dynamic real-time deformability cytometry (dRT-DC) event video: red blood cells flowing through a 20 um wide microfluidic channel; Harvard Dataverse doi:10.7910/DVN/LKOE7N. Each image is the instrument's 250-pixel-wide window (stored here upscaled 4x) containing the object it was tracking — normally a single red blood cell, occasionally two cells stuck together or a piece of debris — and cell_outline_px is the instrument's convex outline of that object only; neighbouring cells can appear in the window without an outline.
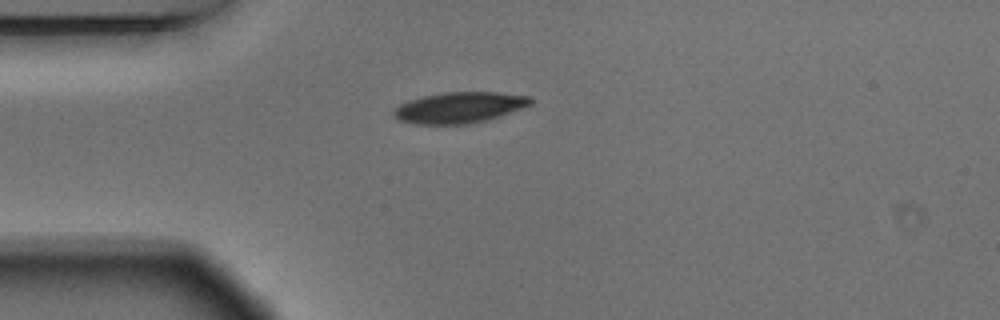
{"species": "Egyptian fruit bat (a non-hibernating species)", "species_latin": "Rousettus aegyptiacus", "temperature_condition": "warm", "stored_images_in_passage": 42, "camera_frame_rate_fps": 3000, "um_per_image_px": 0.085, "animal": {"sex": "male"}, "frame": {"image": 1, "passage_image": 1, "time_ms": 0.0, "image_size_px": [1000, 320], "cell_outline_px": [[532, 104], [484, 120], [468, 124], [416, 124], [400, 120], [392, 116], [392, 112], [400, 104], [408, 100], [424, 96], [444, 92], [496, 92], [528, 96], [532, 100]], "centroid_in_image_um": [38.98, 9.13], "position_along_channel_um": 46.0, "area_um2": 24.28}}
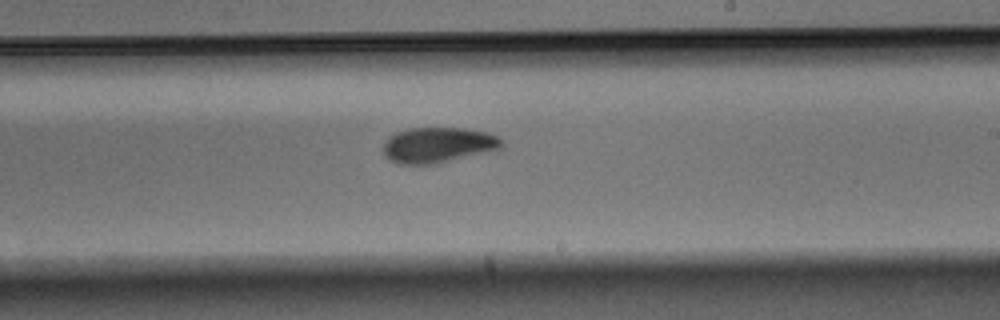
{"frame": {"image": 2, "passage_image": 19, "time_ms": 6.0, "image_size_px": [1000, 320], "cell_outline_px": [[500, 148], [436, 164], [400, 164], [384, 156], [384, 140], [388, 136], [396, 132], [408, 128], [464, 128], [484, 132], [496, 136], [500, 140]], "centroid_in_image_um": [37.14, 12.32], "position_along_channel_um": 251.9, "area_um2": 24.1}}
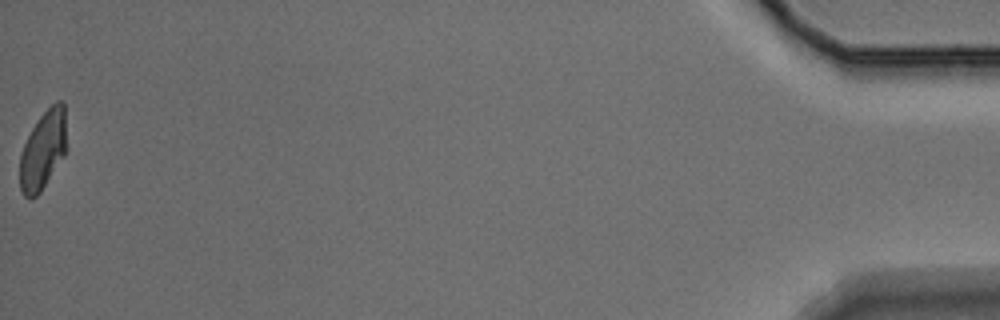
{"frame": {"image": 3, "passage_image": 42, "time_ms": 13.667, "image_size_px": [1000, 320], "cell_outline_px": [[68, 148], [64, 156], [40, 192], [32, 200], [24, 196], [20, 188], [20, 152], [32, 128], [40, 116], [56, 100], [60, 100], [64, 104]], "centroid_in_image_um": [3.68, 12.75], "position_along_channel_um": 431.5, "area_um2": 21.73}, "authors_computed_cell_mechanics": {"area_um2": 23.9292, "velocity_mm_per_s": 3.6619, "shape_relaxation_time_tau1_ms": 3.6657, "shape_relaxation_time_tau2_ms": 1.966, "deformation_change_tau1": 0.137, "deformation_change_tau2": 0.0531}}